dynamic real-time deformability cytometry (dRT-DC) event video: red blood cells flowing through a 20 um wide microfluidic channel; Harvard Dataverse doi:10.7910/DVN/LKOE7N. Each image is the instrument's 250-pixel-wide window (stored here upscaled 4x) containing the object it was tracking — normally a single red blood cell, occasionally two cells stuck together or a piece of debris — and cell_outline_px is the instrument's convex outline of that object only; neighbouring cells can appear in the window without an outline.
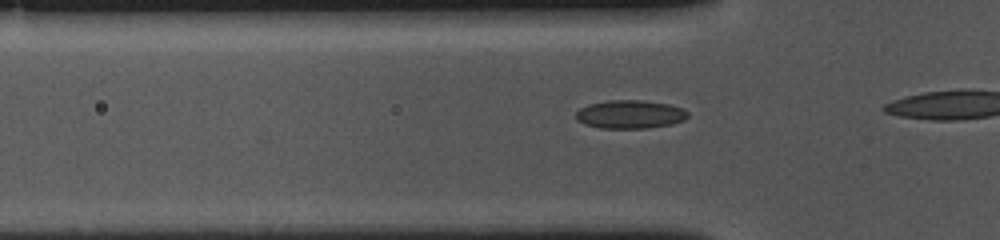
{"species": "common noctule bat (a hibernating species)", "species_latin": "Nyctalus noctula", "temperature_condition": "cold", "stored_images_in_passage": 15, "camera_frame_rate_fps": 3000, "um_per_image_px": 0.085, "animal": {"sex": "female", "body_mass_g": 10.0, "forearm_length_mm": 53.1}, "frame": {"image": 1, "passage_image": 9, "time_ms": 2.667, "image_size_px": [1000, 240], "cell_outline_px": [[688, 116], [684, 120], [672, 124], [648, 128], [600, 128], [584, 124], [576, 120], [576, 112], [580, 108], [588, 104], [608, 100], [640, 100], [668, 104], [684, 108], [688, 112]], "centroid_in_image_um": [53.55, 9.72], "position_along_channel_um": 72.3, "area_um2": 18.61}}
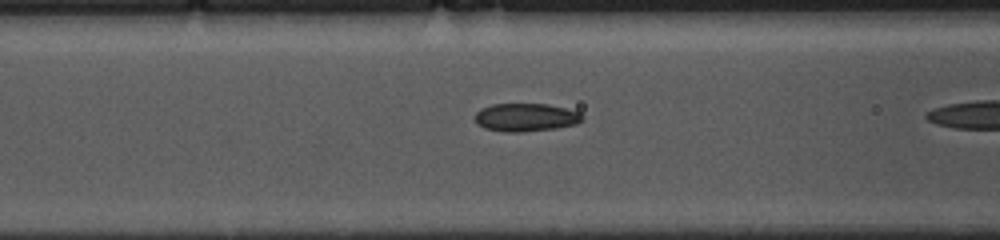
{"frame": {"image": 2, "passage_image": 13, "time_ms": 4.0, "image_size_px": [1000, 240], "cell_outline_px": [[584, 120], [576, 124], [556, 128], [520, 132], [504, 132], [484, 128], [476, 124], [472, 116], [480, 108], [492, 104], [548, 104], [580, 112], [584, 116]], "centroid_in_image_um": [44.65, 9.97], "position_along_channel_um": 121.9, "area_um2": 17.86}}